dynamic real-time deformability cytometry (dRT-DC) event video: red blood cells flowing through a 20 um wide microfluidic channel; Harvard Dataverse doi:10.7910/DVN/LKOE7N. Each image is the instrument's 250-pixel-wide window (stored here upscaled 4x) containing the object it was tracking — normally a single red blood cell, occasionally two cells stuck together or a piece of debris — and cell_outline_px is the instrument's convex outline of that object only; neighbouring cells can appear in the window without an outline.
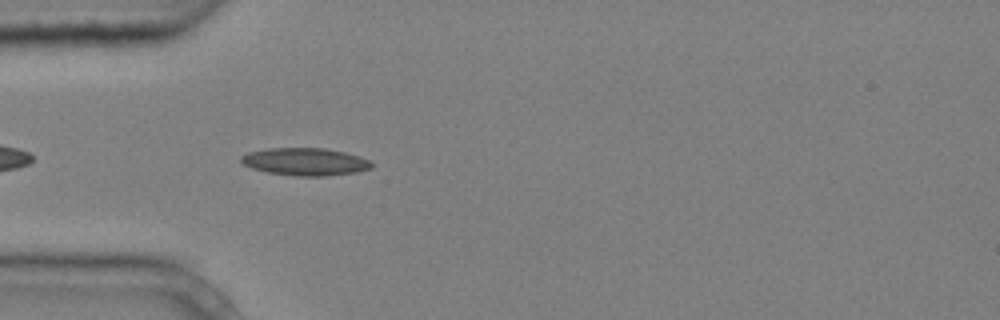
{"species": "common noctule bat (a hibernating species)", "species_latin": "Nyctalus noctula", "temperature_condition": "cold", "stored_images_in_passage": 5, "camera_frame_rate_fps": 3000, "um_per_image_px": 0.085, "animal": {"sex": "male", "body_mass_g": 20.4}, "frame": {"image": 1, "passage_image": 5, "time_ms": 1.333, "image_size_px": [1000, 320], "cell_outline_px": [[372, 168], [356, 172], [324, 176], [296, 176], [268, 172], [252, 168], [244, 164], [240, 160], [240, 156], [248, 152], [268, 148], [324, 148], [344, 152], [360, 156], [368, 160], [372, 164]], "centroid_in_image_um": [25.93, 13.74], "position_along_channel_um": 59.1, "area_um2": 20.87}}